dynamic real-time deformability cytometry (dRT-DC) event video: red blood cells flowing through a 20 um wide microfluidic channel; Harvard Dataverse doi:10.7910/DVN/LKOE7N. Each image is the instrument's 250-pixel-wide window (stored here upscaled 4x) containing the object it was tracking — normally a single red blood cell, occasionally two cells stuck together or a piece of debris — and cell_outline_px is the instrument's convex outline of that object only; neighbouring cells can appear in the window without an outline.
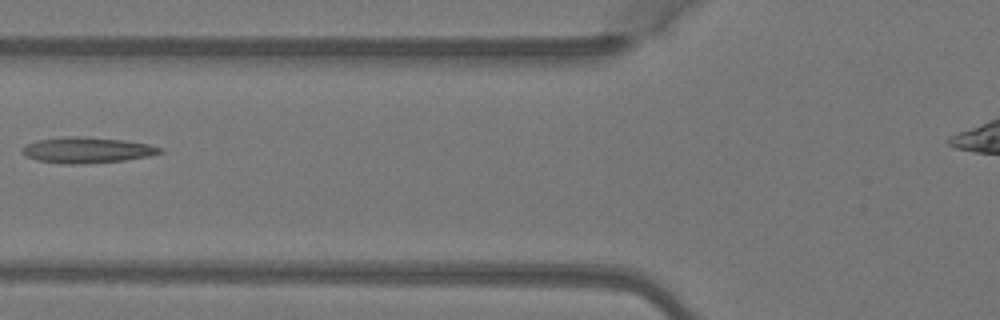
{"species": "Egyptian fruit bat (a non-hibernating species)", "species_latin": "Rousettus aegyptiacus", "temperature_condition": "warm", "stored_images_in_passage": 6, "camera_frame_rate_fps": 3000, "um_per_image_px": 0.085, "animal": {"sex": "female"}, "frame": {"image": 1, "passage_image": 6, "time_ms": 1.667, "image_size_px": [1000, 320], "cell_outline_px": [[164, 152], [148, 156], [124, 160], [84, 164], [64, 164], [36, 160], [20, 152], [20, 148], [36, 140], [64, 136], [84, 136], [124, 140], [148, 144], [164, 148]], "centroid_in_image_um": [7.39, 12.75], "position_along_channel_um": 118.4, "area_um2": 20.92}}